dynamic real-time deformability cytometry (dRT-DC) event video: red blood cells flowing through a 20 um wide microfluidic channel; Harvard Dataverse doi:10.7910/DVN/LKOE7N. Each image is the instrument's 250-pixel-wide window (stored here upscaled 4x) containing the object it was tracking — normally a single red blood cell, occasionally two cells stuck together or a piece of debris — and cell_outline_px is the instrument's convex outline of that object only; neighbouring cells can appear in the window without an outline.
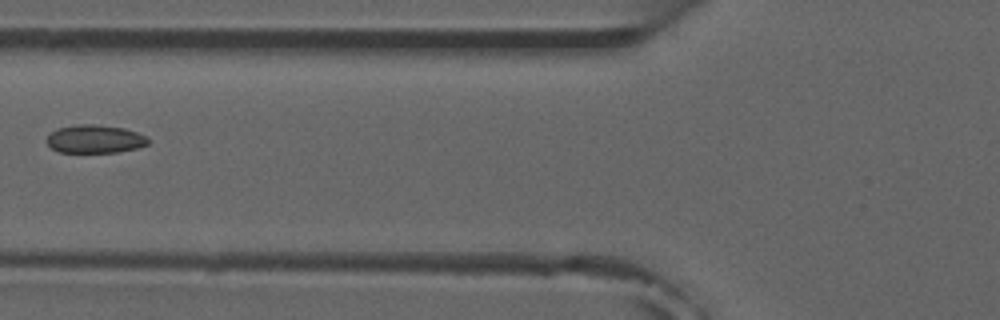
{"species": "common noctule bat (a hibernating species)", "species_latin": "Nyctalus noctula", "temperature_condition": "room temperature", "stored_images_in_passage": 7, "camera_frame_rate_fps": 3000, "um_per_image_px": 0.085, "animal": {"sex": "male", "forearm_length_mm": 52.5}, "frame": {"image": 1, "passage_image": 6, "time_ms": 6.667, "image_size_px": [1000, 320], "cell_outline_px": [[148, 144], [136, 148], [116, 152], [60, 152], [52, 148], [44, 140], [56, 128], [76, 124], [96, 124], [124, 128], [148, 136]], "centroid_in_image_um": [8.05, 11.8], "position_along_channel_um": 117.8, "area_um2": 16.7}}
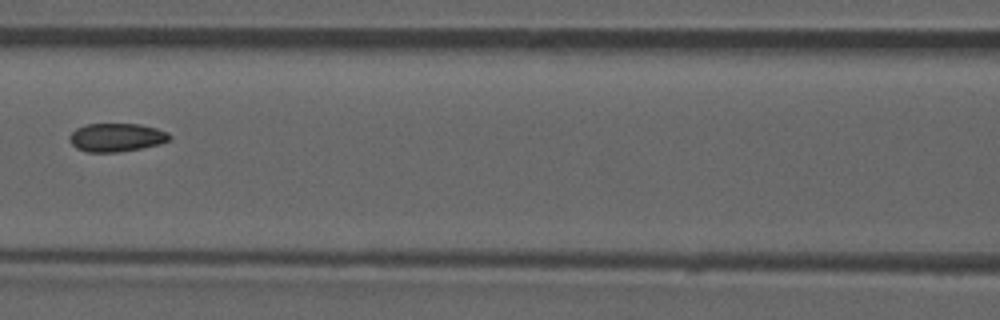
{"frame": {"image": 2, "passage_image": 7, "time_ms": 7.667, "image_size_px": [1000, 320], "cell_outline_px": [[172, 140], [160, 144], [120, 152], [88, 152], [76, 148], [68, 140], [68, 136], [76, 128], [88, 124], [140, 124], [156, 128], [168, 132], [172, 136]], "centroid_in_image_um": [9.92, 11.68], "position_along_channel_um": 156.7, "area_um2": 16.7}}